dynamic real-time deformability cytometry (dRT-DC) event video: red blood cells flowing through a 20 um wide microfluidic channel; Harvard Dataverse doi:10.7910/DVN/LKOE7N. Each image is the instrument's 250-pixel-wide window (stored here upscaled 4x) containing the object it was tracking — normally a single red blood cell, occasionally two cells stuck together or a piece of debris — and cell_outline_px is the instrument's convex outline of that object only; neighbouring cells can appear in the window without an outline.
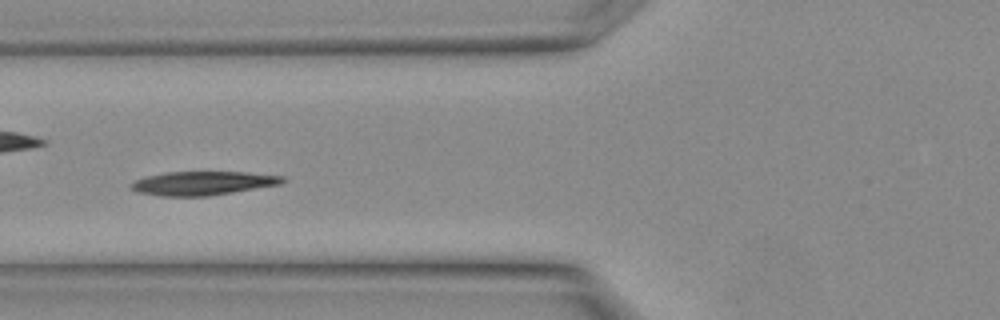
{"species": "Egyptian fruit bat (a non-hibernating species)", "species_latin": "Rousettus aegyptiacus", "temperature_condition": "warm", "stored_images_in_passage": 13, "camera_frame_rate_fps": 3000, "um_per_image_px": 0.085, "animal": {"sex": "female"}, "frame": {"image": 1, "passage_image": 6, "time_ms": 1.667, "image_size_px": [1000, 320], "cell_outline_px": [[288, 180], [280, 184], [208, 196], [160, 196], [136, 192], [128, 188], [128, 184], [132, 180], [144, 176], [164, 172], [248, 172], [284, 176]], "centroid_in_image_um": [17.15, 15.56], "position_along_channel_um": 108.7, "area_um2": 21.33}}
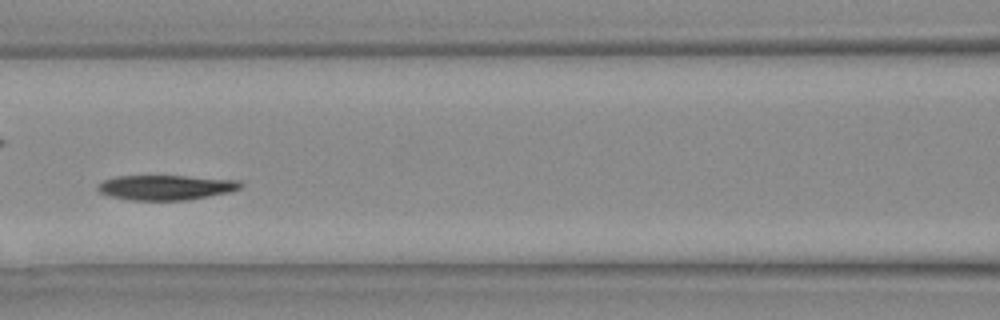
{"frame": {"image": 2, "passage_image": 8, "time_ms": 2.333, "image_size_px": [1000, 320], "cell_outline_px": [[244, 184], [240, 188], [232, 192], [184, 200], [132, 200], [112, 196], [100, 192], [96, 188], [96, 184], [104, 180], [116, 176], [184, 176], [240, 180]], "centroid_in_image_um": [14.12, 15.92], "position_along_channel_um": 152.5, "area_um2": 20.69}}